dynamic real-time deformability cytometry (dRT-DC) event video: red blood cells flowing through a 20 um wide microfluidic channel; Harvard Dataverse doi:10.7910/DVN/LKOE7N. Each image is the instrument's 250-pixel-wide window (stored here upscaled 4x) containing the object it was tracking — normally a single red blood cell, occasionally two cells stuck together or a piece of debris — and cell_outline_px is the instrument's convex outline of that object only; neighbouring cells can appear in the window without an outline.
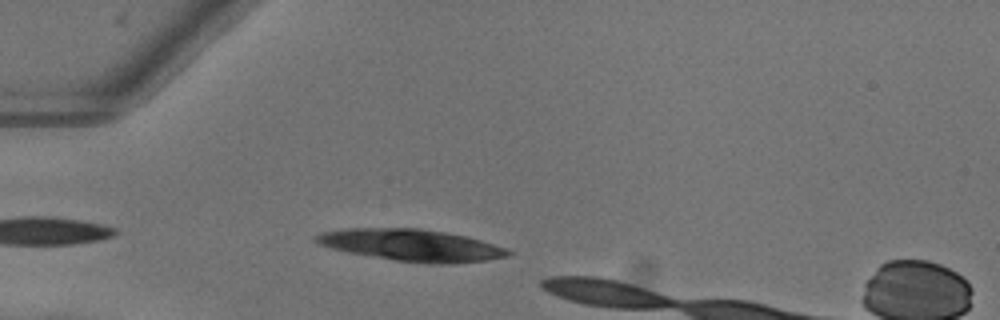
{"species": "common noctule bat (a hibernating species)", "species_latin": "Nyctalus noctula", "temperature_condition": "warm", "stored_images_in_passage": 7, "camera_frame_rate_fps": 3000, "um_per_image_px": 0.085, "animal": {"sex": "female"}, "frame": {"image": 1, "passage_image": 3, "time_ms": 0.667, "image_size_px": [1000, 320], "cell_outline_px": [[512, 252], [508, 256], [488, 260], [452, 264], [436, 264], [396, 260], [348, 252], [316, 244], [312, 240], [320, 232], [344, 228], [420, 228], [444, 232], [464, 236], [480, 240], [504, 248]], "centroid_in_image_um": [34.93, 20.83], "position_along_channel_um": 50.1, "area_um2": 35.43}}